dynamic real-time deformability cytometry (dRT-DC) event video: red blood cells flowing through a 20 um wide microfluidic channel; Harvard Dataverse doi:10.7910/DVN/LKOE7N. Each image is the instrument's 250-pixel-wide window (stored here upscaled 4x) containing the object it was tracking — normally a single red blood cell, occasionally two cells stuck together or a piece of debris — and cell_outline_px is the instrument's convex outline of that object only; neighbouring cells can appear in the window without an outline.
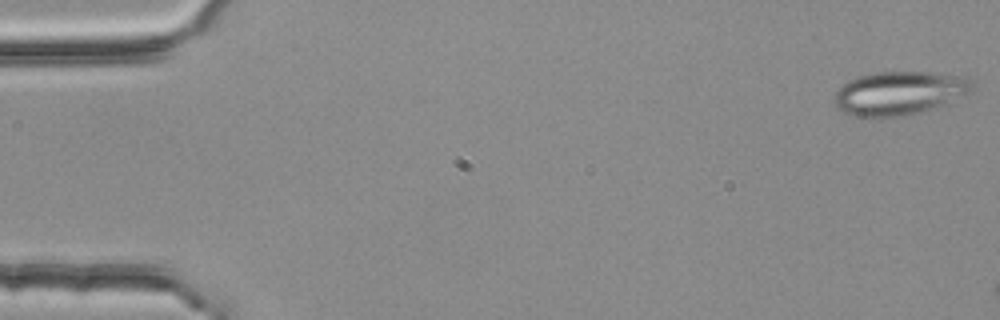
{"species": "common noctule bat (a hibernating species)", "species_latin": "Nyctalus noctula", "temperature_condition": "room temperature", "stored_images_in_passage": 3, "camera_frame_rate_fps": 3000, "um_per_image_px": 0.085, "animal": {"sex": "female", "body_mass_g": 25.1}, "frame": {"image": 1, "passage_image": 1, "time_ms": 0.0, "image_size_px": [1000, 320], "cell_outline_px": [[976, 84], [972, 92], [940, 104], [904, 116], [852, 116], [844, 112], [836, 104], [836, 92], [848, 80], [856, 76], [876, 72], [928, 72], [972, 76]], "centroid_in_image_um": [76.51, 7.87], "position_along_channel_um": 8.5, "area_um2": 34.68}}